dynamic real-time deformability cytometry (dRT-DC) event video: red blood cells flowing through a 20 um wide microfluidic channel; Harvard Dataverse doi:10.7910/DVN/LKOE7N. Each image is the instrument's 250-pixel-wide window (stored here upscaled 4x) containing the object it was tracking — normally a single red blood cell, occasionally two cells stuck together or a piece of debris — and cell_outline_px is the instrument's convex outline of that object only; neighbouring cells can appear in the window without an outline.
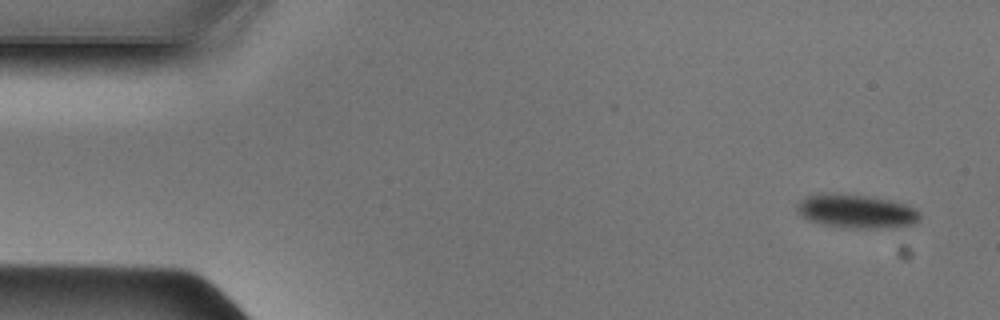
{"species": "Egyptian fruit bat (a non-hibernating species)", "species_latin": "Rousettus aegyptiacus", "temperature_condition": "cold", "stored_images_in_passage": 47, "camera_frame_rate_fps": 3000, "um_per_image_px": 0.085, "animal": {"sex": "male"}, "frame": {"image": 1, "passage_image": 1, "time_ms": 0.0, "image_size_px": [1000, 320], "cell_outline_px": [[920, 216], [912, 224], [876, 228], [840, 228], [808, 220], [796, 212], [796, 204], [804, 196], [820, 192], [836, 192], [868, 196], [888, 200], [904, 204], [920, 212]], "centroid_in_image_um": [72.65, 17.93], "position_along_channel_um": 12.3, "area_um2": 24.28}}
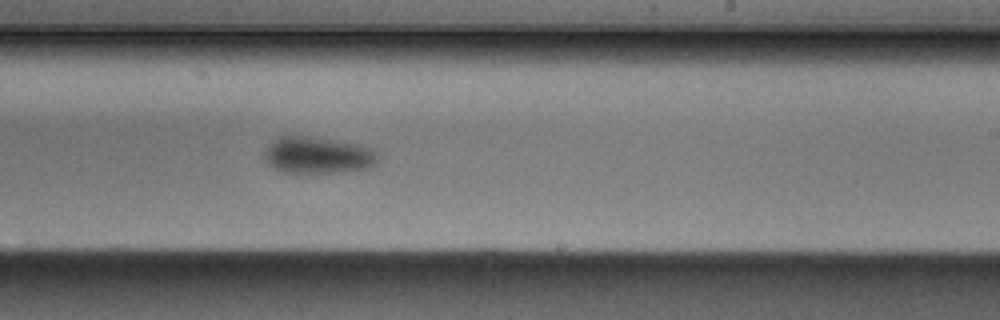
{"frame": {"image": 2, "passage_image": 27, "time_ms": 8.667, "image_size_px": [1000, 320], "cell_outline_px": [[380, 160], [372, 168], [344, 172], [284, 172], [268, 164], [264, 156], [264, 152], [280, 136], [300, 136], [364, 144], [372, 148], [380, 156]], "centroid_in_image_um": [27.14, 13.2], "position_along_channel_um": 261.9, "area_um2": 24.22}}
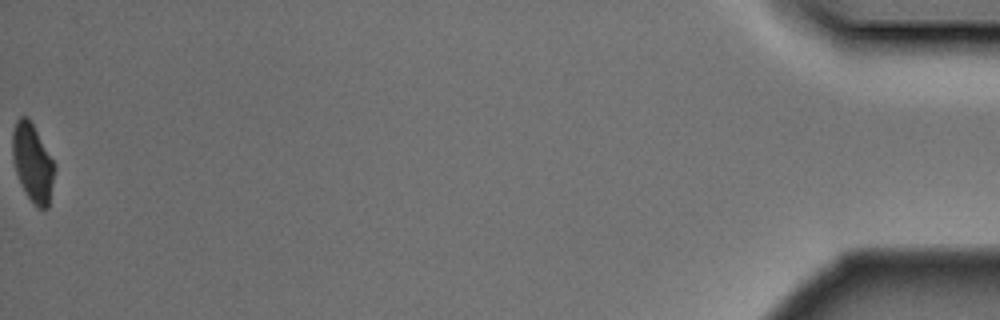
{"frame": {"image": 3, "passage_image": 47, "time_ms": 15.333, "image_size_px": [1000, 320], "cell_outline_px": [[56, 168], [48, 208], [40, 208], [28, 196], [16, 172], [12, 156], [12, 132], [16, 120], [20, 116], [28, 116], [56, 164]], "centroid_in_image_um": [2.79, 13.78], "position_along_channel_um": 432.4, "area_um2": 19.02}}